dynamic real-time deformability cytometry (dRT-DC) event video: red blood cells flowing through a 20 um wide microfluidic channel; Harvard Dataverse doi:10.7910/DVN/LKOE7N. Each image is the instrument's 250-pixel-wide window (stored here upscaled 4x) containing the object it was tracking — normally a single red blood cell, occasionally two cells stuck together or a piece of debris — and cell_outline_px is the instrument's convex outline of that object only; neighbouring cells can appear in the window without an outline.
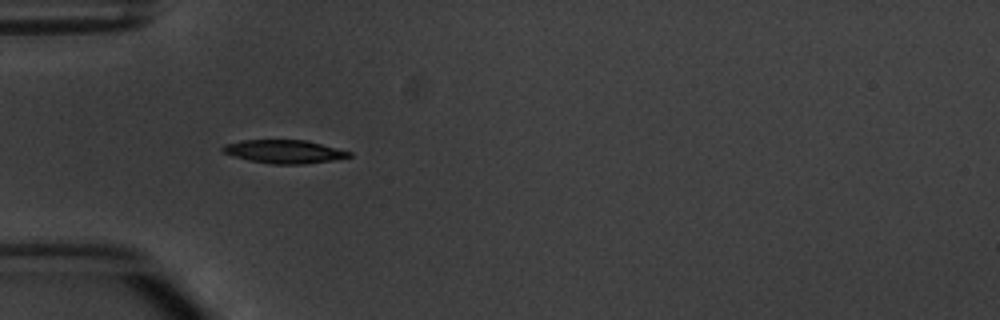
{"species": "common noctule bat (a hibernating species)", "species_latin": "Nyctalus noctula", "temperature_condition": "warm", "stored_images_in_passage": 7, "camera_frame_rate_fps": 3000, "um_per_image_px": 0.085, "animal": {"sex": "male", "body_mass_g": 20.1, "forearm_length_mm": 53.5}, "frame": {"image": 1, "passage_image": 3, "time_ms": 2.0, "image_size_px": [1000, 320], "cell_outline_px": [[352, 156], [332, 160], [304, 164], [272, 164], [248, 160], [232, 156], [224, 152], [220, 148], [224, 144], [240, 140], [308, 140], [352, 152]], "centroid_in_image_um": [24.14, 12.88], "position_along_channel_um": 60.9, "area_um2": 17.28}}
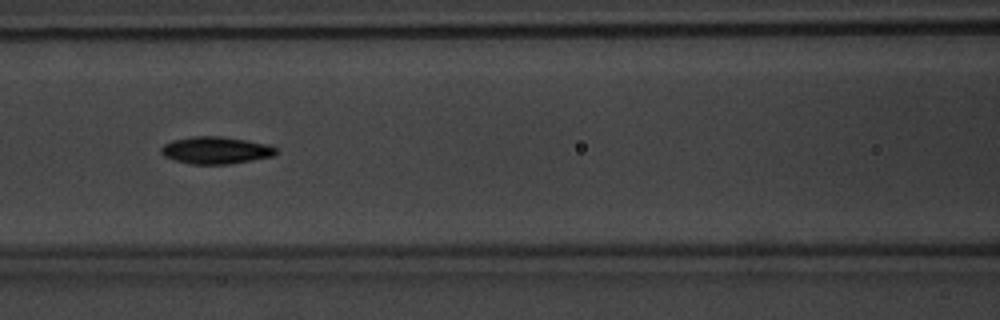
{"frame": {"image": 2, "passage_image": 5, "time_ms": 4.333, "image_size_px": [1000, 320], "cell_outline_px": [[280, 152], [272, 156], [232, 164], [188, 164], [172, 160], [164, 156], [160, 152], [160, 148], [164, 144], [172, 140], [192, 136], [220, 136], [268, 144], [276, 148]], "centroid_in_image_um": [18.31, 12.78], "position_along_channel_um": 148.3, "area_um2": 18.38}}
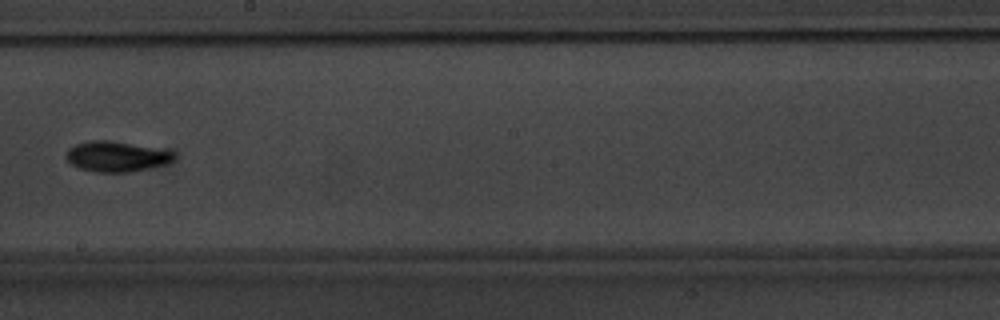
{"frame": {"image": 3, "passage_image": 7, "time_ms": 6.667, "image_size_px": [1000, 320], "cell_outline_px": [[176, 156], [172, 160], [164, 164], [148, 168], [128, 172], [96, 172], [80, 168], [72, 164], [64, 156], [68, 148], [76, 144], [88, 140], [112, 140], [172, 152]], "centroid_in_image_um": [9.82, 13.29], "position_along_channel_um": 238.4, "area_um2": 18.79}}